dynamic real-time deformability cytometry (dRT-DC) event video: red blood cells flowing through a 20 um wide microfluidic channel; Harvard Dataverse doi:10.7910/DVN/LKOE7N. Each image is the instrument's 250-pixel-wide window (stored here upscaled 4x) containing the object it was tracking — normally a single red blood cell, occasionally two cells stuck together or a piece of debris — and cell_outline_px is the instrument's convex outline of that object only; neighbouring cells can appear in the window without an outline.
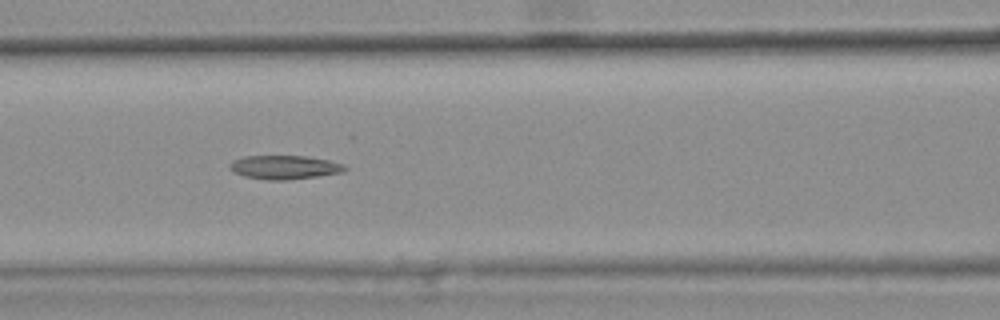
{"species": "common noctule bat (a hibernating species)", "species_latin": "Nyctalus noctula", "temperature_condition": "warm", "stored_images_in_passage": 6, "camera_frame_rate_fps": 3000, "um_per_image_px": 0.085, "animal": {"sex": "female", "body_mass_g": 25.1}, "frame": {"image": 1, "passage_image": 6, "time_ms": 1.667, "image_size_px": [1000, 320], "cell_outline_px": [[348, 168], [344, 172], [316, 176], [284, 180], [268, 180], [244, 176], [228, 168], [228, 164], [232, 160], [244, 156], [308, 156], [328, 160], [344, 164]], "centroid_in_image_um": [24.18, 14.21], "position_along_channel_um": 142.4, "area_um2": 15.95}}